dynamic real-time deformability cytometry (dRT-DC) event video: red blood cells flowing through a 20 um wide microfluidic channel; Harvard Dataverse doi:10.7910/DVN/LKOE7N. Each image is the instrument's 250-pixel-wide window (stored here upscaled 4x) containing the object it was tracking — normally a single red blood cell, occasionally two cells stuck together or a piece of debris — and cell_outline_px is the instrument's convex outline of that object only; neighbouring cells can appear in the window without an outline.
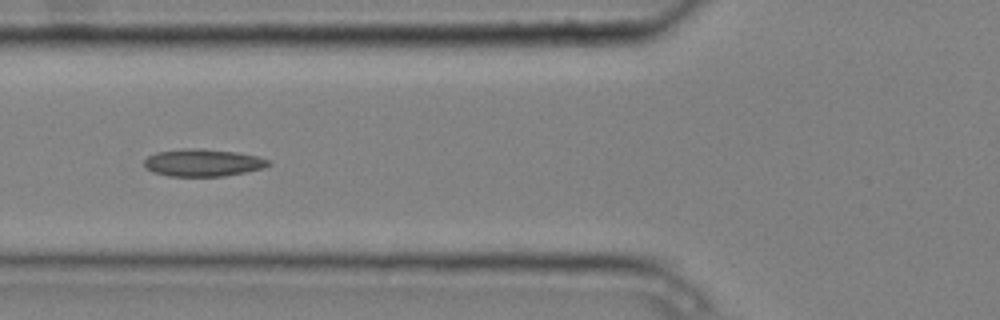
{"species": "common noctule bat (a hibernating species)", "species_latin": "Nyctalus noctula", "temperature_condition": "cold", "stored_images_in_passage": 9, "camera_frame_rate_fps": 3000, "um_per_image_px": 0.085, "animal": {"sex": "male", "body_mass_g": 20.4}, "frame": {"image": 1, "passage_image": 6, "time_ms": 1.667, "image_size_px": [1000, 320], "cell_outline_px": [[272, 164], [264, 168], [224, 176], [168, 176], [152, 172], [144, 168], [144, 160], [148, 156], [156, 152], [184, 148], [204, 148], [240, 152], [260, 156], [268, 160]], "centroid_in_image_um": [17.25, 13.81], "position_along_channel_um": 108.6, "area_um2": 20.17}}
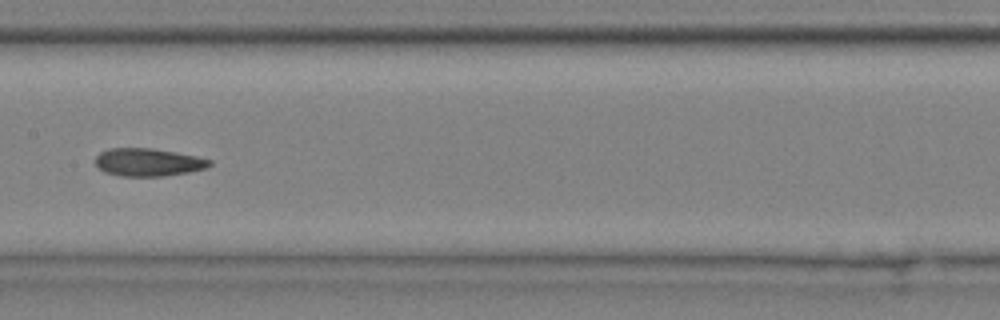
{"frame": {"image": 2, "passage_image": 8, "time_ms": 2.333, "image_size_px": [1000, 320], "cell_outline_px": [[212, 164], [208, 168], [188, 172], [164, 176], [120, 176], [104, 172], [96, 164], [96, 156], [100, 152], [108, 148], [152, 148], [176, 152], [196, 156], [212, 160]], "centroid_in_image_um": [12.61, 13.79], "position_along_channel_um": 194.8, "area_um2": 18.61}}
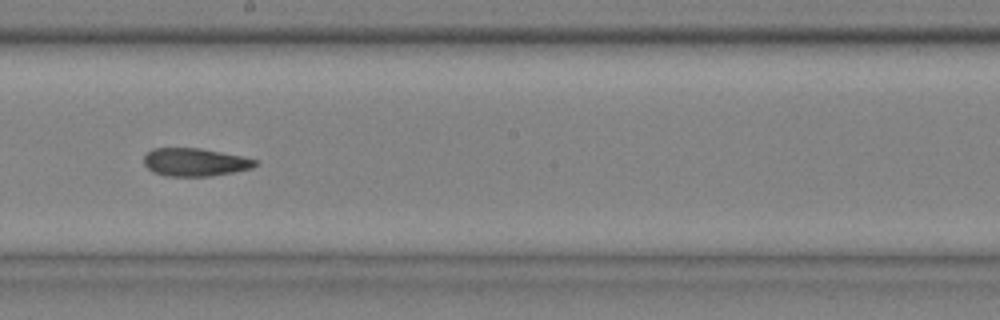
{"frame": {"image": 3, "passage_image": 9, "time_ms": 2.667, "image_size_px": [1000, 320], "cell_outline_px": [[260, 164], [252, 168], [212, 176], [168, 176], [152, 172], [144, 164], [144, 156], [152, 148], [200, 148], [240, 156], [256, 160]], "centroid_in_image_um": [16.56, 13.79], "position_along_channel_um": 231.6, "area_um2": 18.09}}